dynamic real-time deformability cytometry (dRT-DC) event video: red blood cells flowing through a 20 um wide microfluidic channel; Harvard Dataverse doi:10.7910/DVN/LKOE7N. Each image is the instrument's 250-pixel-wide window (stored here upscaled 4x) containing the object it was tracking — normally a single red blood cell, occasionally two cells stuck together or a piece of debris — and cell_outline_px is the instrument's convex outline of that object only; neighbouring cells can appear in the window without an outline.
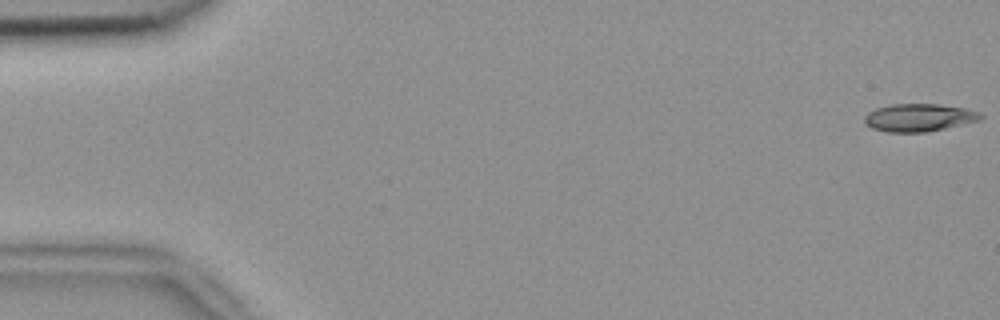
{"species": "common noctule bat (a hibernating species)", "species_latin": "Nyctalus noctula", "temperature_condition": "room temperature", "stored_images_in_passage": 53, "camera_frame_rate_fps": 3000, "um_per_image_px": 0.085, "animal": {"sex": "female", "body_mass_g": 18.4}, "frame": {"image": 1, "passage_image": 1, "time_ms": 0.0, "image_size_px": [1000, 320], "cell_outline_px": [[984, 116], [980, 120], [944, 128], [924, 132], [888, 132], [872, 128], [864, 124], [864, 116], [868, 112], [876, 108], [892, 104], [940, 104], [964, 108], [980, 112]], "centroid_in_image_um": [78.09, 9.99], "position_along_channel_um": 6.9, "area_um2": 18.73}}
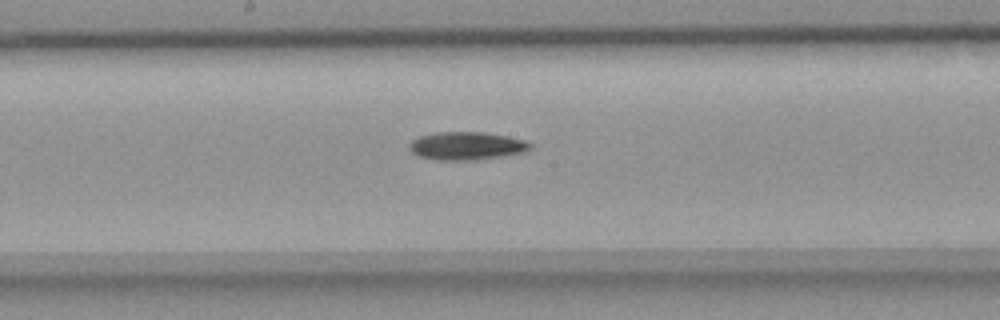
{"frame": {"image": 2, "passage_image": 28, "time_ms": 9.0, "image_size_px": [1000, 320], "cell_outline_px": [[532, 148], [524, 152], [476, 160], [436, 160], [420, 156], [412, 152], [408, 148], [408, 144], [412, 140], [420, 136], [436, 132], [484, 132], [508, 136], [524, 140], [532, 144]], "centroid_in_image_um": [39.65, 12.39], "position_along_channel_um": 208.6, "area_um2": 19.77}}
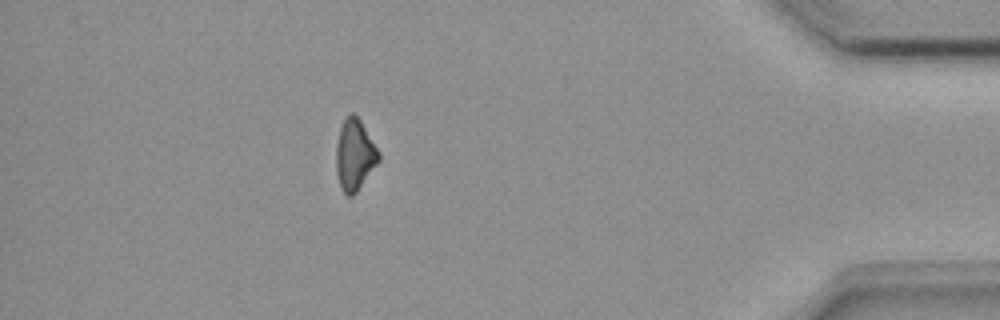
{"frame": {"image": 3, "passage_image": 47, "time_ms": 15.333, "image_size_px": [1000, 320], "cell_outline_px": [[380, 160], [356, 192], [352, 196], [348, 196], [340, 188], [336, 172], [336, 144], [340, 128], [344, 120], [352, 112], [360, 120], [380, 152]], "centroid_in_image_um": [30.14, 13.18], "position_along_channel_um": 405.1, "area_um2": 17.51}, "authors_computed_cell_mechanics": {"area_um2": 18.785, "velocity_mm_per_s": 3.8495, "shape_relaxation_time_tau1_ms": 6.9702, "shape_relaxation_time_tau2_ms": null, "deformation_change_tau1": 0.1582, "deformation_change_tau2": null}}